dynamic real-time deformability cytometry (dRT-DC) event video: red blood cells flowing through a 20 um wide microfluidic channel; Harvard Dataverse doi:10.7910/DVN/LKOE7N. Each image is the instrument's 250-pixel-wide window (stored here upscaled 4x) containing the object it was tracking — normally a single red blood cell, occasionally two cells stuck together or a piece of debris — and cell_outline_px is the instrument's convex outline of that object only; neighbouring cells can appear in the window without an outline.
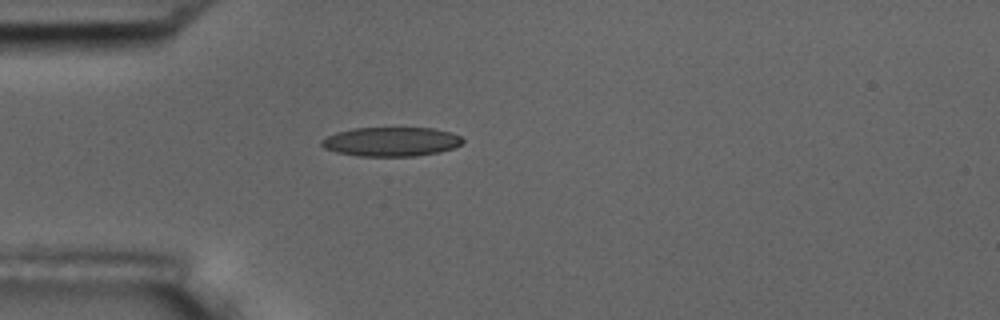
{"species": "common noctule bat (a hibernating species)", "species_latin": "Nyctalus noctula", "temperature_condition": "room temperature", "stored_images_in_passage": 4, "camera_frame_rate_fps": 3000, "um_per_image_px": 0.085, "animal": {"sex": "male", "body_mass_g": 17.5, "forearm_length_mm": 52.3}, "frame": {"image": 1, "passage_image": 3, "time_ms": 3.333, "image_size_px": [1000, 320], "cell_outline_px": [[464, 140], [460, 144], [452, 148], [440, 152], [416, 156], [360, 156], [336, 152], [324, 148], [320, 144], [320, 140], [336, 132], [352, 128], [432, 128], [452, 132], [460, 136]], "centroid_in_image_um": [33.23, 12.04], "position_along_channel_um": 51.8, "area_um2": 24.04}}